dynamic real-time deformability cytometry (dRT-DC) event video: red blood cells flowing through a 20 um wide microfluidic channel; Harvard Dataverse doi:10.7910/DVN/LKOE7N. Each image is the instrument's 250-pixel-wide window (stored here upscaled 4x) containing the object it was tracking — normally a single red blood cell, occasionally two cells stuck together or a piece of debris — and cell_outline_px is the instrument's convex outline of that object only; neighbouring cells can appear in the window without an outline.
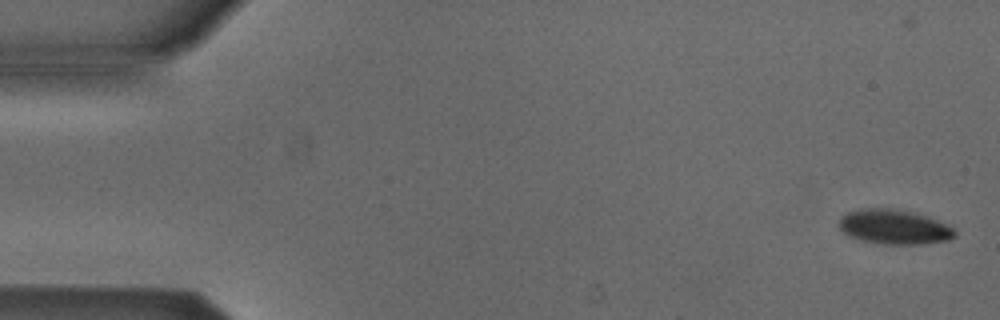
{"species": "Egyptian fruit bat (a non-hibernating species)", "species_latin": "Rousettus aegyptiacus", "temperature_condition": "cold", "stored_images_in_passage": 5, "camera_frame_rate_fps": 3000, "um_per_image_px": 0.085, "animal": {"sex": "male"}, "frame": {"image": 1, "passage_image": 1, "time_ms": 0.0, "image_size_px": [1000, 320], "cell_outline_px": [[956, 236], [948, 240], [920, 244], [884, 244], [864, 240], [852, 236], [844, 232], [840, 228], [840, 220], [848, 212], [860, 208], [888, 208], [908, 212], [924, 216], [948, 224], [956, 232]], "centroid_in_image_um": [76.03, 19.29], "position_along_channel_um": 9.0, "area_um2": 22.77}}